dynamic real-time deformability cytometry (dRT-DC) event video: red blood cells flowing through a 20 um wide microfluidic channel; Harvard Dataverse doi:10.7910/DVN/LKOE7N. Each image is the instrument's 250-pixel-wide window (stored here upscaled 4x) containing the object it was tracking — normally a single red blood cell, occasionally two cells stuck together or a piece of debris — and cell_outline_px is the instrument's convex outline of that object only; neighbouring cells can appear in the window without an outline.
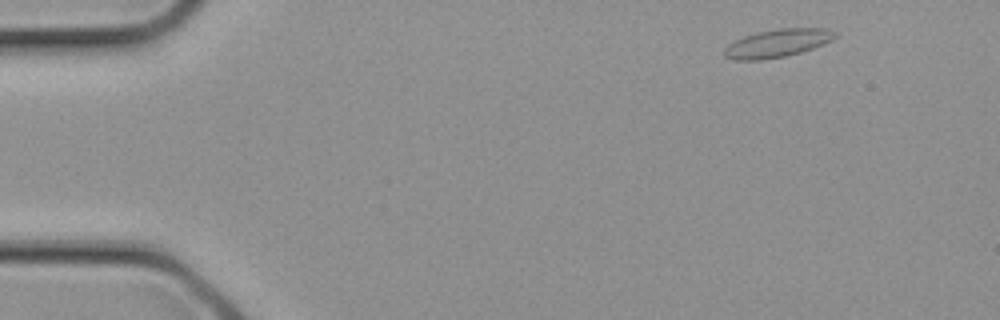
{"species": "common noctule bat (a hibernating species)", "species_latin": "Nyctalus noctula", "temperature_condition": "cold", "stored_images_in_passage": 2, "camera_frame_rate_fps": 3000, "um_per_image_px": 0.085, "animal": {"sex": "female", "body_mass_g": 21.9}, "frame": {"image": 1, "passage_image": 1, "time_ms": 0.0, "image_size_px": [1000, 320], "cell_outline_px": [[840, 36], [824, 44], [800, 52], [784, 56], [760, 60], [732, 60], [724, 56], [724, 48], [728, 44], [744, 36], [756, 32], [780, 28], [828, 28], [836, 32]], "centroid_in_image_um": [66.1, 3.66], "position_along_channel_um": 18.9, "area_um2": 18.21}}